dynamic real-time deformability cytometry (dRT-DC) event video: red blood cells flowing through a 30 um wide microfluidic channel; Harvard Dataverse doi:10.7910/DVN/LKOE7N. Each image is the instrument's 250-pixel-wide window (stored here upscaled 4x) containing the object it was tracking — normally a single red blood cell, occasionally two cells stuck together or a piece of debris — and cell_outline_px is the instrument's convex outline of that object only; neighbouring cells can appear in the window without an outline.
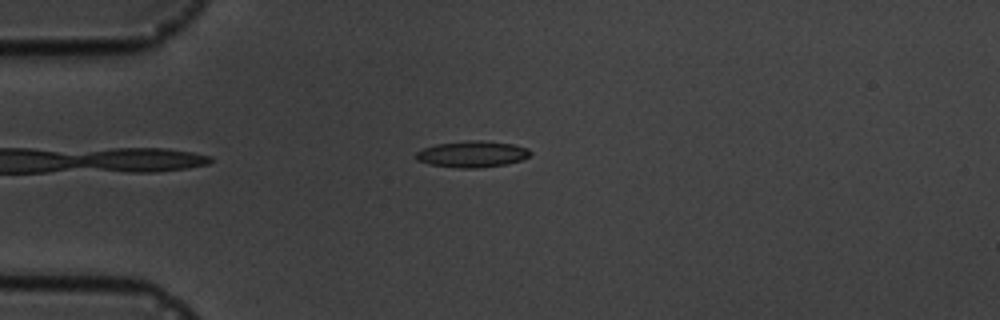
{"species": "common noctule bat (a hibernating species)", "species_latin": "Nyctalus noctula", "temperature_condition": "cold", "stored_images_in_passage": 4, "camera_frame_rate_fps": 3000, "um_per_image_px": 0.085, "animal": {"sex": "male", "body_mass_g": 19.5, "forearm_length_mm": 54.6}, "frame": {"image": 1, "passage_image": 4, "time_ms": 4.333, "image_size_px": [1000, 320], "cell_outline_px": [[532, 152], [528, 156], [520, 160], [504, 164], [476, 168], [460, 168], [432, 164], [416, 160], [416, 152], [424, 148], [436, 144], [468, 140], [484, 140], [512, 144], [528, 148]], "centroid_in_image_um": [40.13, 13.08], "position_along_channel_um": 44.9, "area_um2": 17.34}}